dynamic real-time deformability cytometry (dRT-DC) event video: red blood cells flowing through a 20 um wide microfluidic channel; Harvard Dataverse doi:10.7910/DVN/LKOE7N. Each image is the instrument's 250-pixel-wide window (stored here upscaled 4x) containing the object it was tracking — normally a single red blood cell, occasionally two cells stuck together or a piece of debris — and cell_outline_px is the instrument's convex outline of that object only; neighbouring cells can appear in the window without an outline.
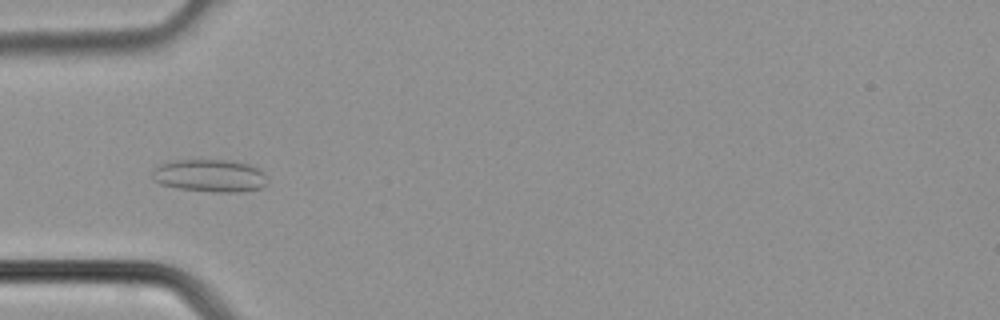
{"species": "common noctule bat (a hibernating species)", "species_latin": "Nyctalus noctula", "temperature_condition": "cold", "stored_images_in_passage": 26, "camera_frame_rate_fps": 3000, "um_per_image_px": 0.085, "animal": {"sex": "male", "body_mass_g": 21.5, "forearm_length_mm": 52.0}, "frame": {"image": 1, "passage_image": 3, "time_ms": 0.667, "image_size_px": [1000, 320], "cell_outline_px": [[268, 184], [264, 188], [244, 192], [212, 192], [180, 188], [160, 184], [152, 180], [152, 172], [156, 168], [164, 164], [176, 160], [232, 160], [248, 164], [260, 168], [264, 172], [268, 180]], "centroid_in_image_um": [17.93, 14.95], "position_along_channel_um": 67.1, "area_um2": 22.14}}
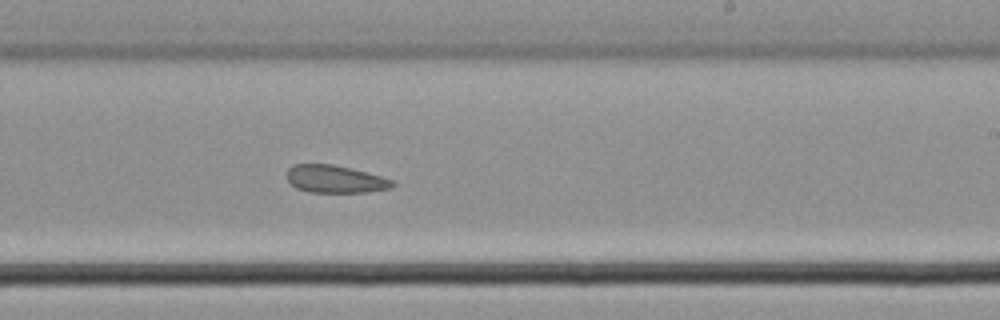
{"frame": {"image": 2, "passage_image": 14, "time_ms": 4.333, "image_size_px": [1000, 320], "cell_outline_px": [[396, 184], [392, 188], [364, 192], [308, 192], [296, 188], [288, 180], [288, 168], [292, 164], [332, 164], [352, 168], [380, 176], [392, 180]], "centroid_in_image_um": [28.49, 15.22], "position_along_channel_um": 260.5, "area_um2": 16.94}}
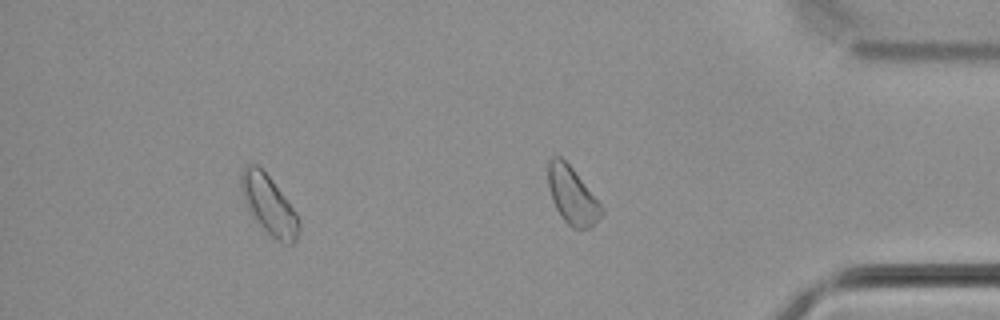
{"frame": {"image": 3, "passage_image": 22, "time_ms": 7.0, "image_size_px": [1000, 320], "cell_outline_px": [[300, 232], [296, 240], [292, 244], [284, 244], [276, 240], [252, 216], [244, 200], [240, 184], [240, 172], [244, 164], [256, 164], [272, 180], [296, 212], [300, 220]], "centroid_in_image_um": [22.86, 17.42], "position_along_channel_um": 412.3, "area_um2": 19.83}}